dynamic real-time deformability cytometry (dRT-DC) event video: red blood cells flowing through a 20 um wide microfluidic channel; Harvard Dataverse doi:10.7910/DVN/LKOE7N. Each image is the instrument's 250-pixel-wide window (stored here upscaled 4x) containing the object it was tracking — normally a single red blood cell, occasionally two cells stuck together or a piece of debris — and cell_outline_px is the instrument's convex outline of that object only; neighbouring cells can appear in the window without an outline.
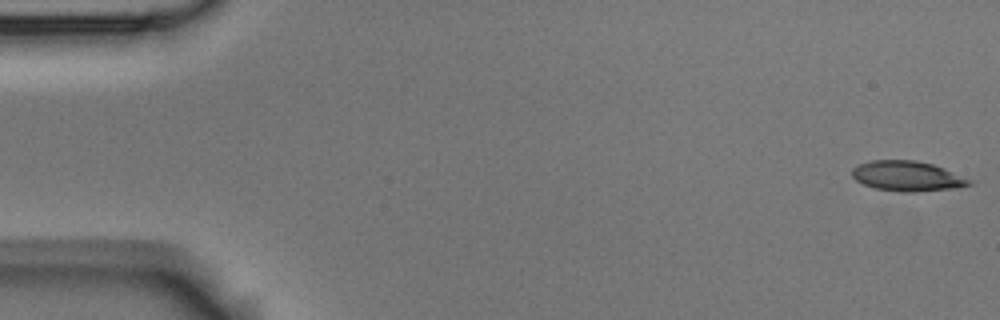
{"species": "Egyptian fruit bat (a non-hibernating species)", "species_latin": "Rousettus aegyptiacus", "temperature_condition": "room temperature", "stored_images_in_passage": 5, "camera_frame_rate_fps": 3000, "um_per_image_px": 0.085, "animal": {"sex": "male"}, "frame": {"image": 1, "passage_image": 1, "time_ms": 0.0, "image_size_px": [1000, 320], "cell_outline_px": [[972, 184], [952, 188], [916, 192], [900, 192], [876, 188], [864, 184], [856, 180], [852, 176], [852, 168], [860, 164], [872, 160], [916, 160], [932, 164], [944, 168], [972, 180]], "centroid_in_image_um": [77.11, 14.96], "position_along_channel_um": 7.9, "area_um2": 20.4}}
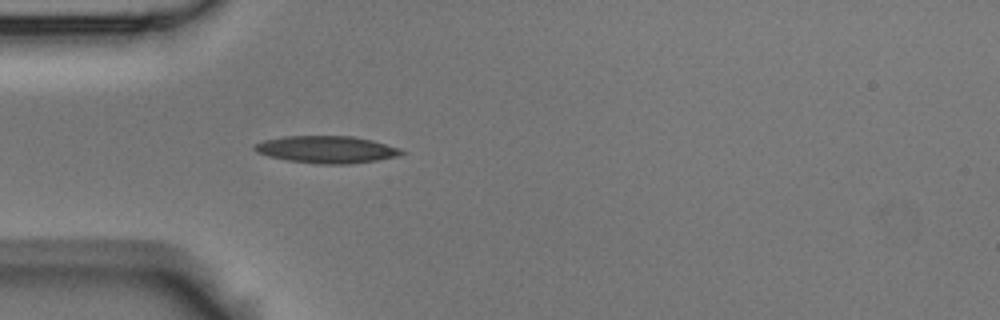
{"frame": {"image": 2, "passage_image": 5, "time_ms": 1.333, "image_size_px": [1000, 320], "cell_outline_px": [[408, 152], [400, 156], [352, 164], [320, 164], [288, 160], [268, 156], [256, 152], [252, 148], [252, 144], [264, 140], [284, 136], [352, 136], [372, 140], [400, 148]], "centroid_in_image_um": [27.77, 12.7], "position_along_channel_um": 57.2, "area_um2": 23.47}}